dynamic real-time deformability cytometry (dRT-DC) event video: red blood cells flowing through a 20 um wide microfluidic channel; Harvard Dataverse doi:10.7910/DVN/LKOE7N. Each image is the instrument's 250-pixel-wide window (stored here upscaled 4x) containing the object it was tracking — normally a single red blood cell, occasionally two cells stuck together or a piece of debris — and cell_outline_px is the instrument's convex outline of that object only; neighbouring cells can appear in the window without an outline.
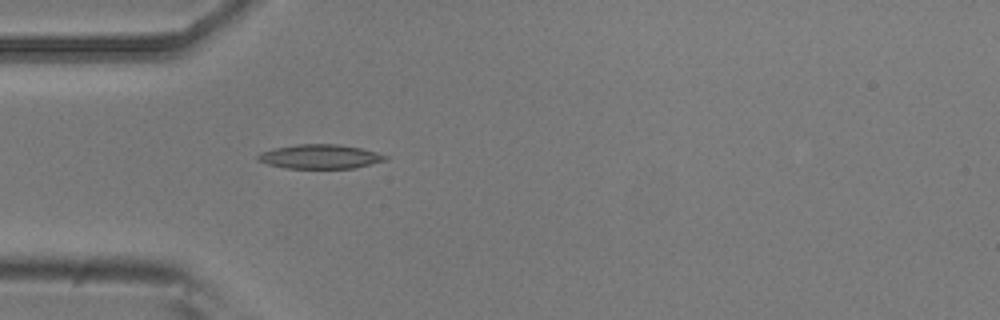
{"species": "common noctule bat (a hibernating species)", "species_latin": "Nyctalus noctula", "temperature_condition": "room temperature", "stored_images_in_passage": 3, "camera_frame_rate_fps": 3000, "um_per_image_px": 0.085, "animal": {"sex": "male", "body_mass_g": 20.5, "forearm_length_mm": 52.5}, "frame": {"image": 1, "passage_image": 3, "time_ms": 0.667, "image_size_px": [1000, 320], "cell_outline_px": [[388, 160], [352, 168], [284, 168], [268, 164], [256, 160], [256, 156], [260, 152], [272, 148], [296, 144], [336, 144], [360, 148], [376, 152], [388, 156]], "centroid_in_image_um": [27.15, 13.3], "position_along_channel_um": 57.8, "area_um2": 18.03}}